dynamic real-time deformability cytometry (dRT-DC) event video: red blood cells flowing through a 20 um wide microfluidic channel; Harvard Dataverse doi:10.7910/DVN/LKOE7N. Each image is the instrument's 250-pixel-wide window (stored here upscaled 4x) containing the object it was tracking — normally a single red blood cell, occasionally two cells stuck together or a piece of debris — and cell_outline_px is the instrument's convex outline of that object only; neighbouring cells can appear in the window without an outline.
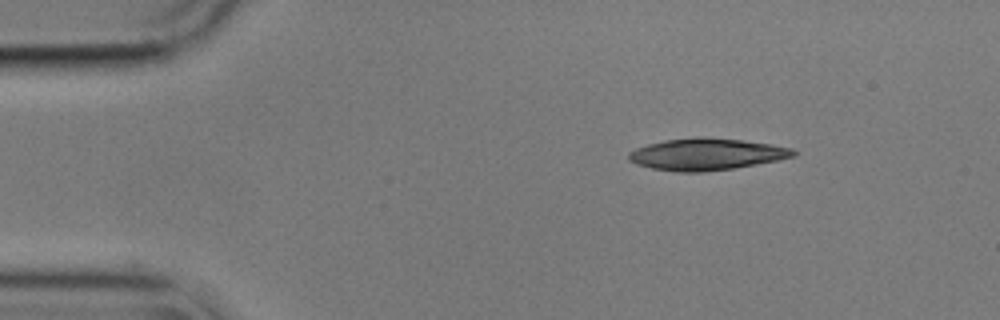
{"species": "common noctule bat (a hibernating species)", "species_latin": "Nyctalus noctula", "temperature_condition": "cold", "stored_images_in_passage": 48, "camera_frame_rate_fps": 3000, "um_per_image_px": 0.085, "animal": {"sex": "male", "body_mass_g": 17.9}, "frame": {"image": 1, "passage_image": 1, "time_ms": 0.0, "image_size_px": [1000, 320], "cell_outline_px": [[796, 156], [756, 164], [732, 168], [700, 172], [676, 172], [652, 168], [636, 164], [628, 160], [628, 152], [636, 148], [648, 144], [664, 140], [744, 140], [772, 144], [792, 148], [796, 152]], "centroid_in_image_um": [60.04, 13.15], "position_along_channel_um": 25.0, "area_um2": 29.36}}